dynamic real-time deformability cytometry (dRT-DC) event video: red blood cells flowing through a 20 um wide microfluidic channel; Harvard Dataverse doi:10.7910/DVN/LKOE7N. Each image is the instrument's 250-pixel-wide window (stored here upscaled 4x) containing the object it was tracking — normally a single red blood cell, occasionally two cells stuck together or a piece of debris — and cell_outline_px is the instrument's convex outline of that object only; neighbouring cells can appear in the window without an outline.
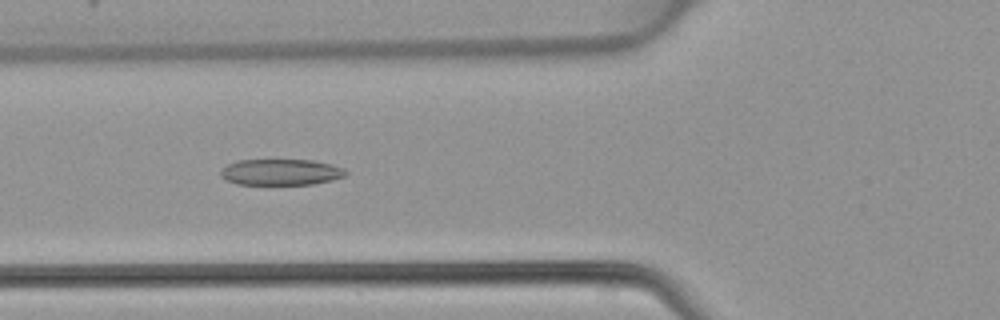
{"species": "common noctule bat (a hibernating species)", "species_latin": "Nyctalus noctula", "temperature_condition": "warm", "stored_images_in_passage": 47, "camera_frame_rate_fps": 3000, "um_per_image_px": 0.085, "animal": {"sex": "female", "body_mass_g": 22.7, "forearm_length_mm": 54.2}, "frame": {"image": 1, "passage_image": 18, "time_ms": 5.667, "image_size_px": [1000, 320], "cell_outline_px": [[348, 172], [344, 176], [332, 180], [312, 184], [236, 184], [220, 176], [220, 172], [228, 164], [236, 160], [312, 160], [332, 164], [344, 168]], "centroid_in_image_um": [23.89, 14.62], "position_along_channel_um": 101.9, "area_um2": 18.96}}
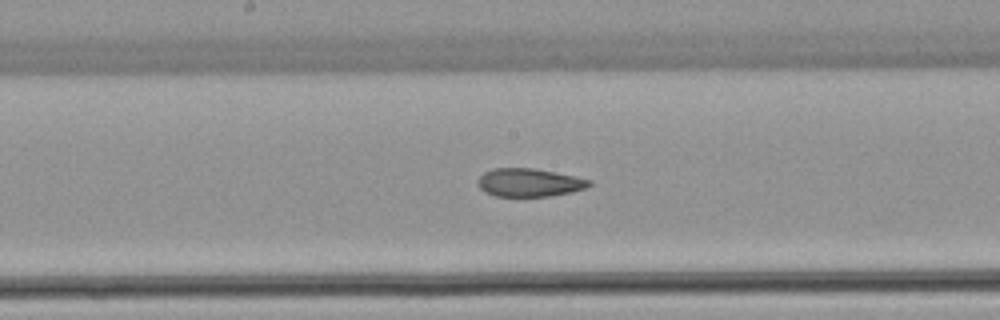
{"frame": {"image": 2, "passage_image": 25, "time_ms": 8.0, "image_size_px": [1000, 320], "cell_outline_px": [[592, 184], [588, 188], [548, 196], [496, 196], [484, 192], [476, 184], [476, 180], [484, 172], [492, 168], [532, 168], [576, 176], [592, 180]], "centroid_in_image_um": [44.96, 15.51], "position_along_channel_um": 203.2, "area_um2": 18.38}}
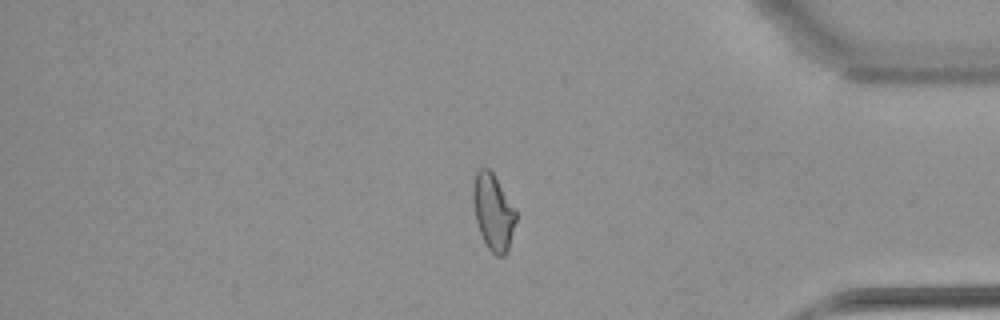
{"frame": {"image": 3, "passage_image": 40, "time_ms": 13.0, "image_size_px": [1000, 320], "cell_outline_px": [[516, 220], [508, 252], [504, 256], [496, 256], [488, 248], [480, 232], [476, 220], [472, 200], [472, 188], [476, 172], [480, 168], [488, 168], [492, 172], [516, 208]], "centroid_in_image_um": [41.93, 18.02], "position_along_channel_um": 393.3, "area_um2": 19.13}}